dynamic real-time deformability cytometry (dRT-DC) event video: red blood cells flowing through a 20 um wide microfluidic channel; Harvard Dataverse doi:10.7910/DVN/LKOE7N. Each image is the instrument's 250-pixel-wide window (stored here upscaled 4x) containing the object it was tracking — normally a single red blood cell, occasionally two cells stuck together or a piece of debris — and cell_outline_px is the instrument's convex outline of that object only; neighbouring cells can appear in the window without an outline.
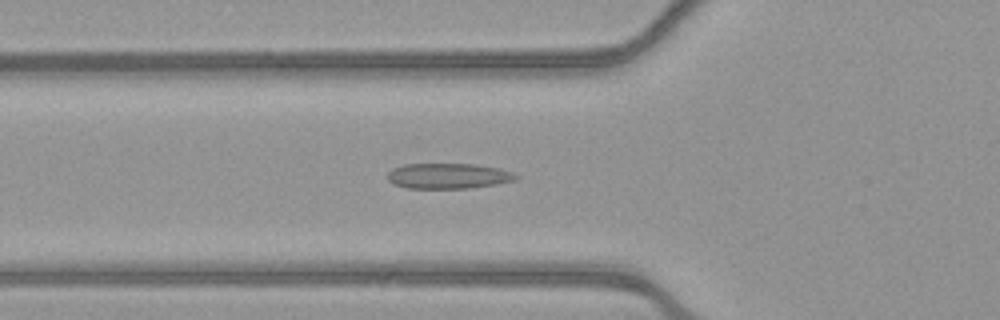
{"species": "common noctule bat (a hibernating species)", "species_latin": "Nyctalus noctula", "temperature_condition": "warm", "stored_images_in_passage": 42, "camera_frame_rate_fps": 3000, "um_per_image_px": 0.085, "animal": {"sex": "female", "body_mass_g": 21.9}, "frame": {"image": 1, "passage_image": 8, "time_ms": 2.333, "image_size_px": [1000, 320], "cell_outline_px": [[520, 176], [516, 180], [496, 184], [468, 188], [408, 188], [392, 184], [388, 180], [388, 172], [392, 168], [404, 164], [476, 164], [500, 168], [512, 172]], "centroid_in_image_um": [38.11, 14.95], "position_along_channel_um": 87.7, "area_um2": 19.13}}
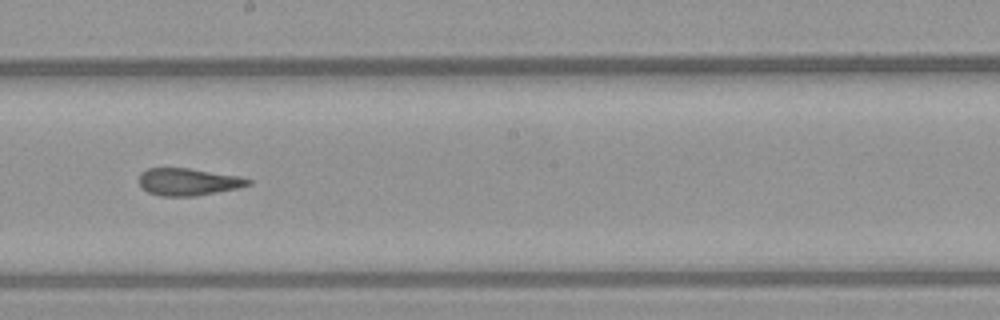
{"frame": {"image": 2, "passage_image": 19, "time_ms": 6.0, "image_size_px": [1000, 320], "cell_outline_px": [[252, 184], [236, 188], [196, 196], [160, 196], [148, 192], [140, 188], [140, 172], [148, 168], [188, 168], [236, 176], [252, 180]], "centroid_in_image_um": [15.95, 15.46], "position_along_channel_um": 232.3, "area_um2": 17.17}}
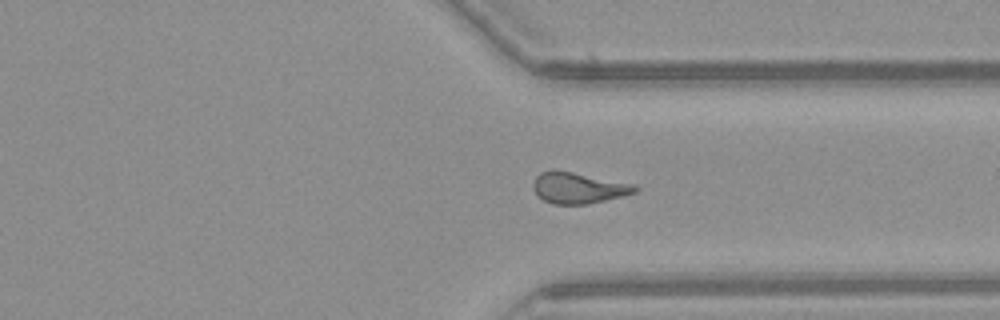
{"frame": {"image": 3, "passage_image": 29, "time_ms": 9.333, "image_size_px": [1000, 320], "cell_outline_px": [[640, 188], [636, 192], [624, 196], [588, 204], [552, 204], [536, 196], [532, 188], [532, 184], [536, 176], [540, 172], [556, 168], [628, 184]], "centroid_in_image_um": [49.06, 15.97], "position_along_channel_um": 362.3, "area_um2": 18.5}, "authors_computed_cell_mechanics": {"area_um2": 18.3226, "velocity_mm_per_s": 3.9087, "shape_relaxation_time_tau1_ms": null, "shape_relaxation_time_tau2_ms": 1.9353, "deformation_change_tau1": null, "deformation_change_tau2": 0.11}}